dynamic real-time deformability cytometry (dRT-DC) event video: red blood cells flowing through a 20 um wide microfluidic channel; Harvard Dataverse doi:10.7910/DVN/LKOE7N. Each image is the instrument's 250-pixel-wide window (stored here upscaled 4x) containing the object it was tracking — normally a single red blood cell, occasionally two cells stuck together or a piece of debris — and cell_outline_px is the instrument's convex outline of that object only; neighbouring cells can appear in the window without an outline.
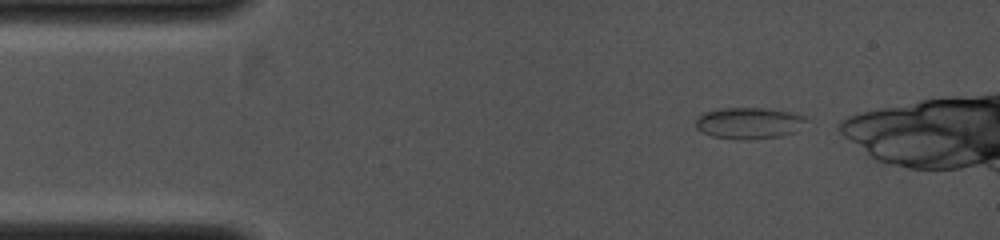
{"species": "common noctule bat (a hibernating species)", "species_latin": "Nyctalus noctula", "temperature_condition": "cold", "stored_images_in_passage": 35, "camera_frame_rate_fps": 4000, "um_per_image_px": 0.085, "animal": {"sex": "female", "body_mass_g": 19.0, "forearm_length_mm": 53.3}, "frame": {"image": 1, "passage_image": 1, "time_ms": 0.0, "image_size_px": [1000, 240], "cell_outline_px": [[808, 120], [796, 132], [780, 136], [748, 140], [740, 140], [712, 136], [700, 132], [696, 128], [696, 116], [704, 112], [720, 108], [768, 108], [792, 112], [804, 116]], "centroid_in_image_um": [63.65, 10.46], "position_along_channel_um": 21.4, "area_um2": 20.58}}
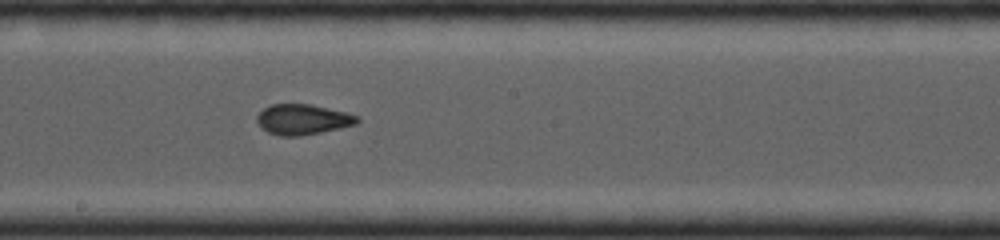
{"frame": {"image": 2, "passage_image": 19, "time_ms": 4.5, "image_size_px": [1000, 240], "cell_outline_px": [[360, 120], [356, 124], [340, 128], [300, 136], [280, 136], [268, 132], [256, 120], [256, 116], [264, 108], [272, 104], [312, 104], [348, 112], [360, 116]], "centroid_in_image_um": [25.78, 10.14], "position_along_channel_um": 222.4, "area_um2": 17.8}}
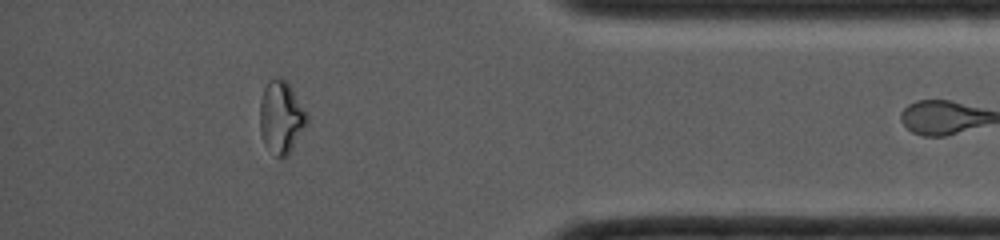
{"frame": {"image": 3, "passage_image": 33, "time_ms": 8.0, "image_size_px": [1000, 240], "cell_outline_px": [[308, 120], [288, 156], [276, 156], [264, 144], [260, 132], [260, 100], [264, 88], [268, 80], [288, 80], [308, 112]], "centroid_in_image_um": [23.91, 9.94], "position_along_channel_um": 411.3, "area_um2": 19.88}}